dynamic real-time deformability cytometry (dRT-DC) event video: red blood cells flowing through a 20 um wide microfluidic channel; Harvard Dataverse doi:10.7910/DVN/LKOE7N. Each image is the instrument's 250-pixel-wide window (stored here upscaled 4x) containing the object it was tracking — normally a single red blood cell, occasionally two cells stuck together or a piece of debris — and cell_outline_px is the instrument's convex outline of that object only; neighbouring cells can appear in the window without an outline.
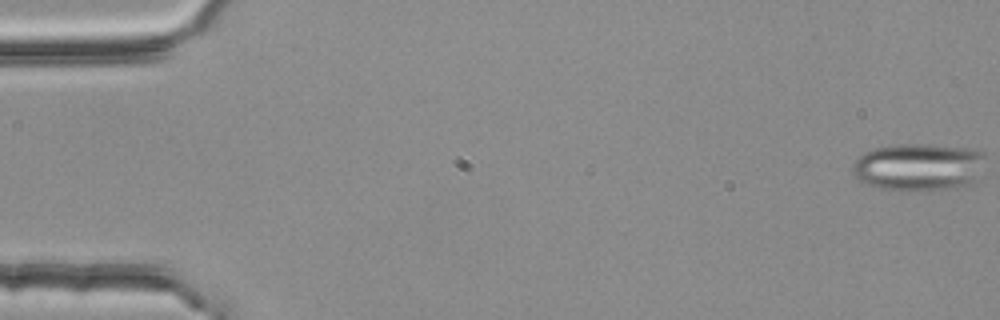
{"species": "common noctule bat (a hibernating species)", "species_latin": "Nyctalus noctula", "temperature_condition": "room temperature", "stored_images_in_passage": 18, "camera_frame_rate_fps": 3000, "um_per_image_px": 0.085, "animal": {"sex": "female", "body_mass_g": 25.1}, "frame": {"image": 1, "passage_image": 1, "time_ms": 0.0, "image_size_px": [1000, 320], "cell_outline_px": [[984, 156], [972, 180], [968, 184], [956, 188], [924, 192], [908, 192], [880, 188], [868, 184], [860, 180], [852, 172], [852, 164], [864, 152], [876, 148], [896, 144], [920, 144], [960, 148], [984, 152]], "centroid_in_image_um": [77.99, 14.23], "position_along_channel_um": 7.0, "area_um2": 36.36}}